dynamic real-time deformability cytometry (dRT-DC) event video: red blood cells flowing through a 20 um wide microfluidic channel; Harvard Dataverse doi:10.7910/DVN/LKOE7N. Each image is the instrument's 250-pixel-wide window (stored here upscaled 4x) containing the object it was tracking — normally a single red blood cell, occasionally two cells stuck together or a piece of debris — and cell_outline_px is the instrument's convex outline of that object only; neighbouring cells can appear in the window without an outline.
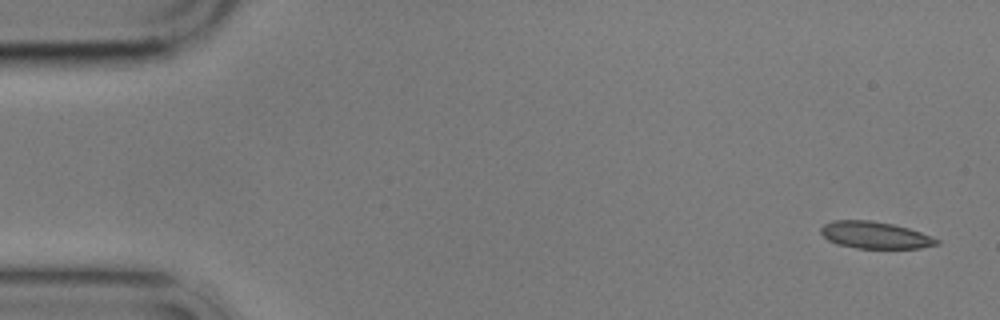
{"species": "common noctule bat (a hibernating species)", "species_latin": "Nyctalus noctula", "temperature_condition": "cold", "stored_images_in_passage": 5, "camera_frame_rate_fps": 3000, "um_per_image_px": 0.085, "animal": {"sex": "male", "body_mass_g": 17.9}, "frame": {"image": 1, "passage_image": 1, "time_ms": 0.0, "image_size_px": [1000, 320], "cell_outline_px": [[940, 244], [920, 248], [856, 248], [836, 244], [828, 240], [820, 232], [820, 228], [824, 224], [832, 220], [872, 220], [892, 224], [908, 228], [932, 236], [940, 240]], "centroid_in_image_um": [74.37, 19.98], "position_along_channel_um": 10.6, "area_um2": 18.26}}
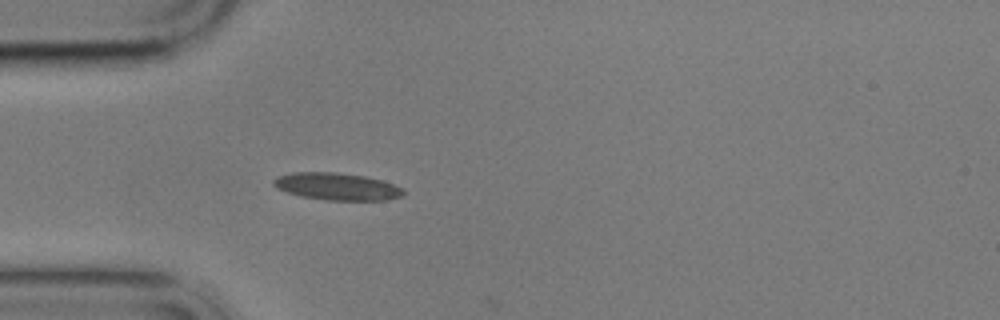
{"frame": {"image": 2, "passage_image": 5, "time_ms": 4.667, "image_size_px": [1000, 320], "cell_outline_px": [[404, 196], [388, 200], [328, 200], [300, 196], [276, 188], [272, 184], [272, 180], [276, 176], [292, 172], [336, 172], [364, 176], [380, 180], [404, 188]], "centroid_in_image_um": [28.62, 15.85], "position_along_channel_um": 56.4, "area_um2": 20.69}}